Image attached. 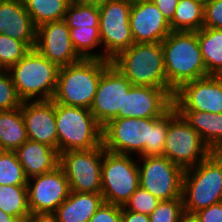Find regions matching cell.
I'll list each match as a JSON object with an SVG mask.
<instances>
[{
    "mask_svg": "<svg viewBox=\"0 0 222 222\" xmlns=\"http://www.w3.org/2000/svg\"><path fill=\"white\" fill-rule=\"evenodd\" d=\"M167 128L168 112L161 118H114L102 127V145L113 153L162 156Z\"/></svg>",
    "mask_w": 222,
    "mask_h": 222,
    "instance_id": "obj_1",
    "label": "cell"
},
{
    "mask_svg": "<svg viewBox=\"0 0 222 222\" xmlns=\"http://www.w3.org/2000/svg\"><path fill=\"white\" fill-rule=\"evenodd\" d=\"M168 89L210 76L206 71L196 32L171 31L161 42Z\"/></svg>",
    "mask_w": 222,
    "mask_h": 222,
    "instance_id": "obj_2",
    "label": "cell"
},
{
    "mask_svg": "<svg viewBox=\"0 0 222 222\" xmlns=\"http://www.w3.org/2000/svg\"><path fill=\"white\" fill-rule=\"evenodd\" d=\"M111 61L81 59L59 69L53 101L58 104L90 109L104 70Z\"/></svg>",
    "mask_w": 222,
    "mask_h": 222,
    "instance_id": "obj_3",
    "label": "cell"
},
{
    "mask_svg": "<svg viewBox=\"0 0 222 222\" xmlns=\"http://www.w3.org/2000/svg\"><path fill=\"white\" fill-rule=\"evenodd\" d=\"M182 201L184 211L191 213L222 202V152L184 170Z\"/></svg>",
    "mask_w": 222,
    "mask_h": 222,
    "instance_id": "obj_4",
    "label": "cell"
},
{
    "mask_svg": "<svg viewBox=\"0 0 222 222\" xmlns=\"http://www.w3.org/2000/svg\"><path fill=\"white\" fill-rule=\"evenodd\" d=\"M59 69L57 64L49 61L37 50L31 49L18 63L11 66L8 72L23 102L53 99Z\"/></svg>",
    "mask_w": 222,
    "mask_h": 222,
    "instance_id": "obj_5",
    "label": "cell"
},
{
    "mask_svg": "<svg viewBox=\"0 0 222 222\" xmlns=\"http://www.w3.org/2000/svg\"><path fill=\"white\" fill-rule=\"evenodd\" d=\"M111 64L134 86L168 88L161 43H134Z\"/></svg>",
    "mask_w": 222,
    "mask_h": 222,
    "instance_id": "obj_6",
    "label": "cell"
},
{
    "mask_svg": "<svg viewBox=\"0 0 222 222\" xmlns=\"http://www.w3.org/2000/svg\"><path fill=\"white\" fill-rule=\"evenodd\" d=\"M55 114L59 153L102 145V126L90 109L55 103Z\"/></svg>",
    "mask_w": 222,
    "mask_h": 222,
    "instance_id": "obj_7",
    "label": "cell"
},
{
    "mask_svg": "<svg viewBox=\"0 0 222 222\" xmlns=\"http://www.w3.org/2000/svg\"><path fill=\"white\" fill-rule=\"evenodd\" d=\"M131 155L105 150L101 169V194L106 203L124 206L139 185V164Z\"/></svg>",
    "mask_w": 222,
    "mask_h": 222,
    "instance_id": "obj_8",
    "label": "cell"
},
{
    "mask_svg": "<svg viewBox=\"0 0 222 222\" xmlns=\"http://www.w3.org/2000/svg\"><path fill=\"white\" fill-rule=\"evenodd\" d=\"M211 153L201 136L172 107L168 111V128L162 156L185 170L196 166Z\"/></svg>",
    "mask_w": 222,
    "mask_h": 222,
    "instance_id": "obj_9",
    "label": "cell"
},
{
    "mask_svg": "<svg viewBox=\"0 0 222 222\" xmlns=\"http://www.w3.org/2000/svg\"><path fill=\"white\" fill-rule=\"evenodd\" d=\"M131 7L127 0H109L99 5L102 59L111 61L134 44L129 23Z\"/></svg>",
    "mask_w": 222,
    "mask_h": 222,
    "instance_id": "obj_10",
    "label": "cell"
},
{
    "mask_svg": "<svg viewBox=\"0 0 222 222\" xmlns=\"http://www.w3.org/2000/svg\"><path fill=\"white\" fill-rule=\"evenodd\" d=\"M103 145L90 150H68L60 153L59 166L67 178L70 191L101 193Z\"/></svg>",
    "mask_w": 222,
    "mask_h": 222,
    "instance_id": "obj_11",
    "label": "cell"
},
{
    "mask_svg": "<svg viewBox=\"0 0 222 222\" xmlns=\"http://www.w3.org/2000/svg\"><path fill=\"white\" fill-rule=\"evenodd\" d=\"M139 185L160 201L182 198L184 169L164 156H143Z\"/></svg>",
    "mask_w": 222,
    "mask_h": 222,
    "instance_id": "obj_12",
    "label": "cell"
},
{
    "mask_svg": "<svg viewBox=\"0 0 222 222\" xmlns=\"http://www.w3.org/2000/svg\"><path fill=\"white\" fill-rule=\"evenodd\" d=\"M132 83L112 64L102 73L90 112L103 127L114 118H124L125 94Z\"/></svg>",
    "mask_w": 222,
    "mask_h": 222,
    "instance_id": "obj_13",
    "label": "cell"
},
{
    "mask_svg": "<svg viewBox=\"0 0 222 222\" xmlns=\"http://www.w3.org/2000/svg\"><path fill=\"white\" fill-rule=\"evenodd\" d=\"M173 107L176 111L222 113V76L185 82L174 92Z\"/></svg>",
    "mask_w": 222,
    "mask_h": 222,
    "instance_id": "obj_14",
    "label": "cell"
},
{
    "mask_svg": "<svg viewBox=\"0 0 222 222\" xmlns=\"http://www.w3.org/2000/svg\"><path fill=\"white\" fill-rule=\"evenodd\" d=\"M27 190L31 214L54 213L70 193L67 178L60 166L48 173L28 178Z\"/></svg>",
    "mask_w": 222,
    "mask_h": 222,
    "instance_id": "obj_15",
    "label": "cell"
},
{
    "mask_svg": "<svg viewBox=\"0 0 222 222\" xmlns=\"http://www.w3.org/2000/svg\"><path fill=\"white\" fill-rule=\"evenodd\" d=\"M35 50L59 67L71 65L82 59L73 48L70 28L64 19L37 27Z\"/></svg>",
    "mask_w": 222,
    "mask_h": 222,
    "instance_id": "obj_16",
    "label": "cell"
},
{
    "mask_svg": "<svg viewBox=\"0 0 222 222\" xmlns=\"http://www.w3.org/2000/svg\"><path fill=\"white\" fill-rule=\"evenodd\" d=\"M168 88L132 86L125 94L124 118H161L173 107Z\"/></svg>",
    "mask_w": 222,
    "mask_h": 222,
    "instance_id": "obj_17",
    "label": "cell"
},
{
    "mask_svg": "<svg viewBox=\"0 0 222 222\" xmlns=\"http://www.w3.org/2000/svg\"><path fill=\"white\" fill-rule=\"evenodd\" d=\"M129 23L134 43H161L172 31L152 0L132 3Z\"/></svg>",
    "mask_w": 222,
    "mask_h": 222,
    "instance_id": "obj_18",
    "label": "cell"
},
{
    "mask_svg": "<svg viewBox=\"0 0 222 222\" xmlns=\"http://www.w3.org/2000/svg\"><path fill=\"white\" fill-rule=\"evenodd\" d=\"M21 110L28 140L43 143L58 150L55 102L52 99L23 101Z\"/></svg>",
    "mask_w": 222,
    "mask_h": 222,
    "instance_id": "obj_19",
    "label": "cell"
},
{
    "mask_svg": "<svg viewBox=\"0 0 222 222\" xmlns=\"http://www.w3.org/2000/svg\"><path fill=\"white\" fill-rule=\"evenodd\" d=\"M0 34L35 49L37 27L25 9L23 0H0Z\"/></svg>",
    "mask_w": 222,
    "mask_h": 222,
    "instance_id": "obj_20",
    "label": "cell"
},
{
    "mask_svg": "<svg viewBox=\"0 0 222 222\" xmlns=\"http://www.w3.org/2000/svg\"><path fill=\"white\" fill-rule=\"evenodd\" d=\"M15 153L27 178L53 171L60 162L57 149L31 140L24 142Z\"/></svg>",
    "mask_w": 222,
    "mask_h": 222,
    "instance_id": "obj_21",
    "label": "cell"
},
{
    "mask_svg": "<svg viewBox=\"0 0 222 222\" xmlns=\"http://www.w3.org/2000/svg\"><path fill=\"white\" fill-rule=\"evenodd\" d=\"M104 202L101 193L70 191L68 198L56 209L58 222H89Z\"/></svg>",
    "mask_w": 222,
    "mask_h": 222,
    "instance_id": "obj_22",
    "label": "cell"
},
{
    "mask_svg": "<svg viewBox=\"0 0 222 222\" xmlns=\"http://www.w3.org/2000/svg\"><path fill=\"white\" fill-rule=\"evenodd\" d=\"M212 152H222V113L177 111Z\"/></svg>",
    "mask_w": 222,
    "mask_h": 222,
    "instance_id": "obj_23",
    "label": "cell"
},
{
    "mask_svg": "<svg viewBox=\"0 0 222 222\" xmlns=\"http://www.w3.org/2000/svg\"><path fill=\"white\" fill-rule=\"evenodd\" d=\"M28 140L21 106L0 111V150L15 151Z\"/></svg>",
    "mask_w": 222,
    "mask_h": 222,
    "instance_id": "obj_24",
    "label": "cell"
},
{
    "mask_svg": "<svg viewBox=\"0 0 222 222\" xmlns=\"http://www.w3.org/2000/svg\"><path fill=\"white\" fill-rule=\"evenodd\" d=\"M196 33L207 73L222 76V29L203 27Z\"/></svg>",
    "mask_w": 222,
    "mask_h": 222,
    "instance_id": "obj_25",
    "label": "cell"
},
{
    "mask_svg": "<svg viewBox=\"0 0 222 222\" xmlns=\"http://www.w3.org/2000/svg\"><path fill=\"white\" fill-rule=\"evenodd\" d=\"M0 210L27 222L32 215L28 205L27 185H0Z\"/></svg>",
    "mask_w": 222,
    "mask_h": 222,
    "instance_id": "obj_26",
    "label": "cell"
},
{
    "mask_svg": "<svg viewBox=\"0 0 222 222\" xmlns=\"http://www.w3.org/2000/svg\"><path fill=\"white\" fill-rule=\"evenodd\" d=\"M204 5L195 0H179L173 20L172 31L197 32L203 28Z\"/></svg>",
    "mask_w": 222,
    "mask_h": 222,
    "instance_id": "obj_27",
    "label": "cell"
},
{
    "mask_svg": "<svg viewBox=\"0 0 222 222\" xmlns=\"http://www.w3.org/2000/svg\"><path fill=\"white\" fill-rule=\"evenodd\" d=\"M32 21L39 27L65 18L71 0H23Z\"/></svg>",
    "mask_w": 222,
    "mask_h": 222,
    "instance_id": "obj_28",
    "label": "cell"
},
{
    "mask_svg": "<svg viewBox=\"0 0 222 222\" xmlns=\"http://www.w3.org/2000/svg\"><path fill=\"white\" fill-rule=\"evenodd\" d=\"M70 39L73 48L82 59H102V52H94L101 45L99 27L70 28Z\"/></svg>",
    "mask_w": 222,
    "mask_h": 222,
    "instance_id": "obj_29",
    "label": "cell"
},
{
    "mask_svg": "<svg viewBox=\"0 0 222 222\" xmlns=\"http://www.w3.org/2000/svg\"><path fill=\"white\" fill-rule=\"evenodd\" d=\"M99 17L98 5L84 4L71 0L64 20L69 28L99 27Z\"/></svg>",
    "mask_w": 222,
    "mask_h": 222,
    "instance_id": "obj_30",
    "label": "cell"
},
{
    "mask_svg": "<svg viewBox=\"0 0 222 222\" xmlns=\"http://www.w3.org/2000/svg\"><path fill=\"white\" fill-rule=\"evenodd\" d=\"M27 180L15 151L0 150V185H27Z\"/></svg>",
    "mask_w": 222,
    "mask_h": 222,
    "instance_id": "obj_31",
    "label": "cell"
},
{
    "mask_svg": "<svg viewBox=\"0 0 222 222\" xmlns=\"http://www.w3.org/2000/svg\"><path fill=\"white\" fill-rule=\"evenodd\" d=\"M30 49L21 41L0 34V68L9 69L18 63Z\"/></svg>",
    "mask_w": 222,
    "mask_h": 222,
    "instance_id": "obj_32",
    "label": "cell"
},
{
    "mask_svg": "<svg viewBox=\"0 0 222 222\" xmlns=\"http://www.w3.org/2000/svg\"><path fill=\"white\" fill-rule=\"evenodd\" d=\"M19 98L8 69L0 70V111L13 110L20 107Z\"/></svg>",
    "mask_w": 222,
    "mask_h": 222,
    "instance_id": "obj_33",
    "label": "cell"
},
{
    "mask_svg": "<svg viewBox=\"0 0 222 222\" xmlns=\"http://www.w3.org/2000/svg\"><path fill=\"white\" fill-rule=\"evenodd\" d=\"M184 212L182 198L160 201L149 214L150 222H178Z\"/></svg>",
    "mask_w": 222,
    "mask_h": 222,
    "instance_id": "obj_34",
    "label": "cell"
},
{
    "mask_svg": "<svg viewBox=\"0 0 222 222\" xmlns=\"http://www.w3.org/2000/svg\"><path fill=\"white\" fill-rule=\"evenodd\" d=\"M159 202L160 200L139 186L123 207L132 212L149 215L157 207Z\"/></svg>",
    "mask_w": 222,
    "mask_h": 222,
    "instance_id": "obj_35",
    "label": "cell"
},
{
    "mask_svg": "<svg viewBox=\"0 0 222 222\" xmlns=\"http://www.w3.org/2000/svg\"><path fill=\"white\" fill-rule=\"evenodd\" d=\"M203 27L222 29V0H210L204 5Z\"/></svg>",
    "mask_w": 222,
    "mask_h": 222,
    "instance_id": "obj_36",
    "label": "cell"
},
{
    "mask_svg": "<svg viewBox=\"0 0 222 222\" xmlns=\"http://www.w3.org/2000/svg\"><path fill=\"white\" fill-rule=\"evenodd\" d=\"M89 222H123L121 206L103 202Z\"/></svg>",
    "mask_w": 222,
    "mask_h": 222,
    "instance_id": "obj_37",
    "label": "cell"
},
{
    "mask_svg": "<svg viewBox=\"0 0 222 222\" xmlns=\"http://www.w3.org/2000/svg\"><path fill=\"white\" fill-rule=\"evenodd\" d=\"M200 222H222V202L195 212Z\"/></svg>",
    "mask_w": 222,
    "mask_h": 222,
    "instance_id": "obj_38",
    "label": "cell"
},
{
    "mask_svg": "<svg viewBox=\"0 0 222 222\" xmlns=\"http://www.w3.org/2000/svg\"><path fill=\"white\" fill-rule=\"evenodd\" d=\"M152 2L161 11L164 18L170 23L173 20L179 0H152Z\"/></svg>",
    "mask_w": 222,
    "mask_h": 222,
    "instance_id": "obj_39",
    "label": "cell"
},
{
    "mask_svg": "<svg viewBox=\"0 0 222 222\" xmlns=\"http://www.w3.org/2000/svg\"><path fill=\"white\" fill-rule=\"evenodd\" d=\"M121 217L123 222H150L149 215L132 212L121 206Z\"/></svg>",
    "mask_w": 222,
    "mask_h": 222,
    "instance_id": "obj_40",
    "label": "cell"
},
{
    "mask_svg": "<svg viewBox=\"0 0 222 222\" xmlns=\"http://www.w3.org/2000/svg\"><path fill=\"white\" fill-rule=\"evenodd\" d=\"M27 222H58L54 213L32 214Z\"/></svg>",
    "mask_w": 222,
    "mask_h": 222,
    "instance_id": "obj_41",
    "label": "cell"
},
{
    "mask_svg": "<svg viewBox=\"0 0 222 222\" xmlns=\"http://www.w3.org/2000/svg\"><path fill=\"white\" fill-rule=\"evenodd\" d=\"M178 222H200V219L198 218L196 213L184 211L180 215Z\"/></svg>",
    "mask_w": 222,
    "mask_h": 222,
    "instance_id": "obj_42",
    "label": "cell"
},
{
    "mask_svg": "<svg viewBox=\"0 0 222 222\" xmlns=\"http://www.w3.org/2000/svg\"><path fill=\"white\" fill-rule=\"evenodd\" d=\"M0 222H21L17 217L8 215L0 210Z\"/></svg>",
    "mask_w": 222,
    "mask_h": 222,
    "instance_id": "obj_43",
    "label": "cell"
},
{
    "mask_svg": "<svg viewBox=\"0 0 222 222\" xmlns=\"http://www.w3.org/2000/svg\"><path fill=\"white\" fill-rule=\"evenodd\" d=\"M80 3H84V4H93V5H101L104 4L105 2L109 1V0H76Z\"/></svg>",
    "mask_w": 222,
    "mask_h": 222,
    "instance_id": "obj_44",
    "label": "cell"
},
{
    "mask_svg": "<svg viewBox=\"0 0 222 222\" xmlns=\"http://www.w3.org/2000/svg\"><path fill=\"white\" fill-rule=\"evenodd\" d=\"M198 1L200 3H202L203 5L207 4L210 0H195Z\"/></svg>",
    "mask_w": 222,
    "mask_h": 222,
    "instance_id": "obj_45",
    "label": "cell"
},
{
    "mask_svg": "<svg viewBox=\"0 0 222 222\" xmlns=\"http://www.w3.org/2000/svg\"><path fill=\"white\" fill-rule=\"evenodd\" d=\"M128 2L134 3V2H139V1H144V0H127Z\"/></svg>",
    "mask_w": 222,
    "mask_h": 222,
    "instance_id": "obj_46",
    "label": "cell"
}]
</instances>
